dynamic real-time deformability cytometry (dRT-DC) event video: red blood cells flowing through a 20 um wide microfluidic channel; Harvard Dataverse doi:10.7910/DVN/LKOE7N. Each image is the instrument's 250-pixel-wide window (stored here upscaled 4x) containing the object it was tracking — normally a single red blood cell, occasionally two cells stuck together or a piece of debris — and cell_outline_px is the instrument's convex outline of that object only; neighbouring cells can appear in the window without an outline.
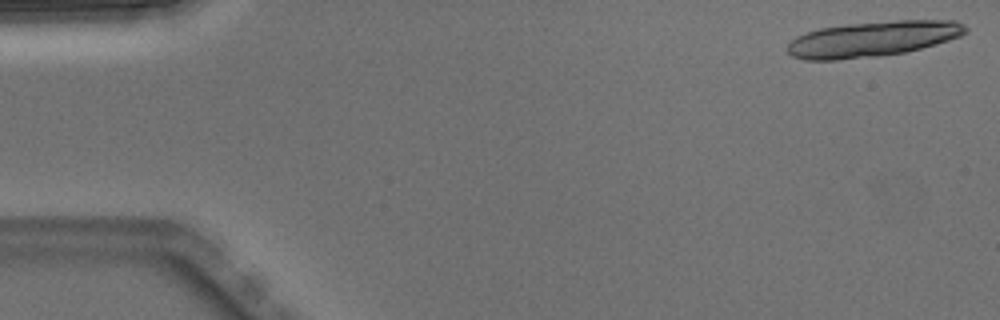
{"species": "Egyptian fruit bat (a non-hibernating species)", "species_latin": "Rousettus aegyptiacus", "temperature_condition": "warm", "stored_images_in_passage": 5, "segment_of_instrument_passage": [1, 2], "camera_frame_rate_fps": 3000, "um_per_image_px": 0.085, "animal": {"sex": "male"}, "frame": {"image": 1, "passage_image": 1, "time_ms": 0.0, "image_size_px": [1000, 320], "cell_outline_px": [[968, 32], [960, 36], [936, 44], [904, 52], [880, 56], [840, 60], [804, 60], [792, 56], [788, 52], [788, 44], [796, 36], [820, 28], [848, 24], [896, 20], [956, 20], [964, 24], [968, 28]], "centroid_in_image_um": [74.2, 3.31], "position_along_channel_um": 10.8, "area_um2": 36.88}}